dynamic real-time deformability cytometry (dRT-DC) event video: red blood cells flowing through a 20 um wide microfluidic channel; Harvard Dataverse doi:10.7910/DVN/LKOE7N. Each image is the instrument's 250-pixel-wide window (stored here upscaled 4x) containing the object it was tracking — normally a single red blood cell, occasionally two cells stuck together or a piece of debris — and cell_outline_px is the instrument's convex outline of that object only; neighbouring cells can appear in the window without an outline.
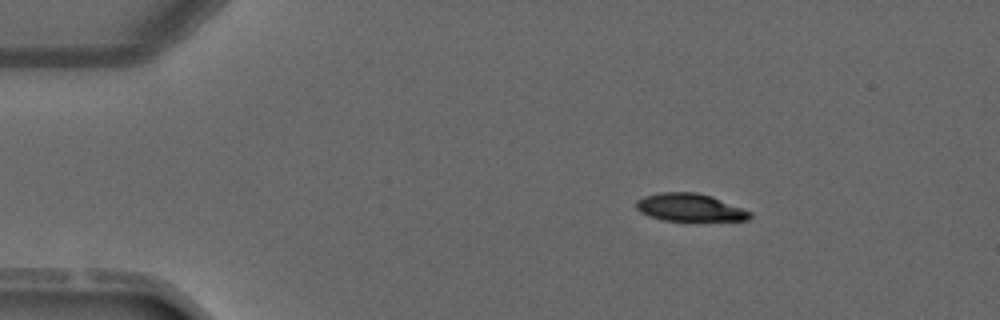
{"species": "common noctule bat (a hibernating species)", "species_latin": "Nyctalus noctula", "temperature_condition": "warm", "stored_images_in_passage": 2, "camera_frame_rate_fps": 3000, "um_per_image_px": 0.085, "animal": {"sex": "male", "forearm_length_mm": 52.5}, "frame": {"image": 1, "passage_image": 1, "time_ms": 0.0, "image_size_px": [1000, 320], "cell_outline_px": [[752, 216], [748, 220], [664, 220], [648, 216], [640, 212], [636, 208], [636, 200], [644, 196], [660, 192], [696, 192], [712, 196], [752, 212]], "centroid_in_image_um": [58.61, 17.62], "position_along_channel_um": 26.4, "area_um2": 18.26}}
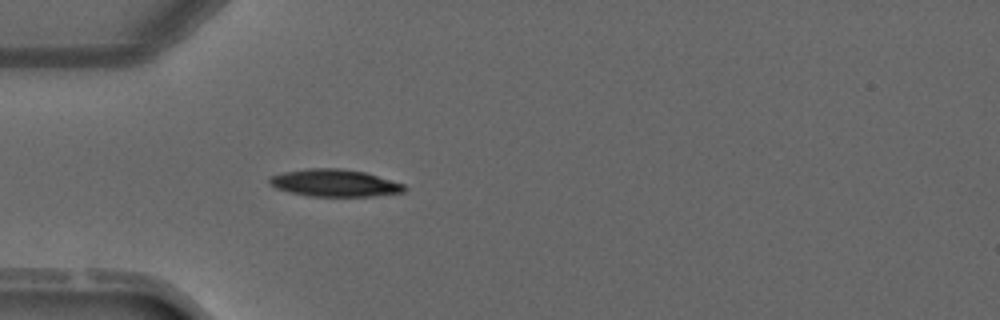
{"frame": {"image": 2, "passage_image": 2, "time_ms": 2.0, "image_size_px": [1000, 320], "cell_outline_px": [[408, 188], [404, 192], [376, 196], [308, 196], [276, 188], [268, 180], [268, 176], [284, 172], [308, 168], [340, 168], [364, 172], [404, 184]], "centroid_in_image_um": [28.46, 15.55], "position_along_channel_um": 56.5, "area_um2": 21.33}}